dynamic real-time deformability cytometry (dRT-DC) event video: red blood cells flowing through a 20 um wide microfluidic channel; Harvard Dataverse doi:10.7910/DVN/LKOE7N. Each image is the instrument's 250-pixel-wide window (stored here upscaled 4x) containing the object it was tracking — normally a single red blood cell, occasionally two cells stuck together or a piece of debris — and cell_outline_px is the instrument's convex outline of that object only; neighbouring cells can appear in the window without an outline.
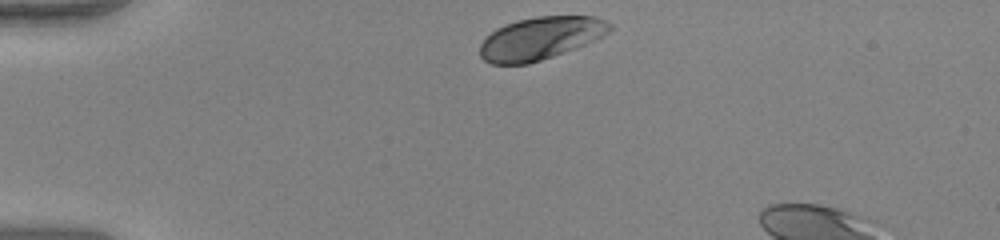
{"species": "human", "species_latin": "Homo sapiens", "temperature_condition": "warm", "stored_images_in_passage": 33, "camera_frame_rate_fps": 3000, "um_per_image_px": 0.085, "donor": {"sex": "female"}, "frame": {"image": 1, "passage_image": 1, "time_ms": 0.0, "image_size_px": [1000, 240], "cell_outline_px": [[612, 28], [608, 32], [576, 48], [528, 64], [492, 64], [484, 60], [480, 56], [480, 44], [496, 28], [504, 24], [516, 20], [536, 16], [596, 16], [612, 24]], "centroid_in_image_um": [45.91, 3.24], "position_along_channel_um": 39.1, "area_um2": 32.02}}
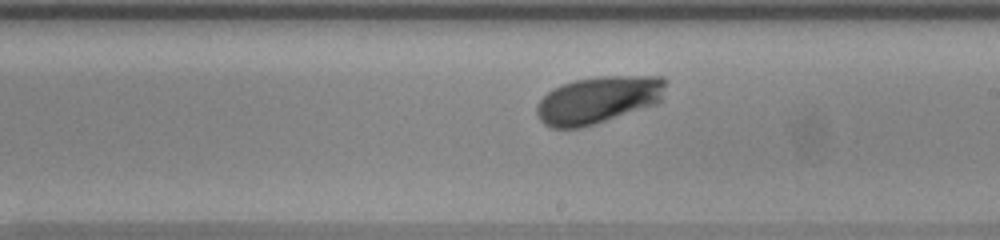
{"frame": {"image": 2, "passage_image": 20, "time_ms": 6.333, "image_size_px": [1000, 240], "cell_outline_px": [[668, 80], [660, 100], [656, 104], [596, 124], [580, 128], [552, 128], [544, 124], [540, 120], [536, 112], [536, 104], [552, 88], [576, 80], [596, 76], [664, 76]], "centroid_in_image_um": [50.85, 8.49], "position_along_channel_um": 238.1, "area_um2": 35.66}}
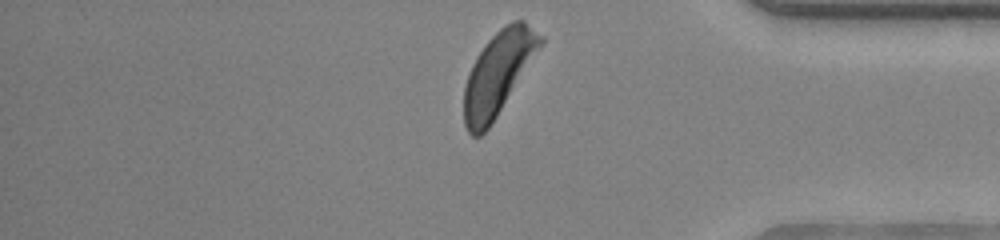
{"frame": {"image": 3, "passage_image": 33, "time_ms": 10.667, "image_size_px": [1000, 240], "cell_outline_px": [[544, 40], [496, 116], [488, 128], [480, 136], [472, 136], [468, 132], [464, 124], [464, 88], [472, 64], [476, 56], [488, 40], [500, 28], [512, 20], [524, 20], [544, 36]], "centroid_in_image_um": [42.32, 6.2], "position_along_channel_um": 392.9, "area_um2": 36.07}, "authors_computed_cell_mechanics": {"area_um2": 34.1598, "velocity_mm_per_s": 3.9379, "shape_relaxation_time_tau1_ms": 1.5471, "shape_relaxation_time_tau2_ms": null, "deformation_change_tau1": 0.1327, "deformation_change_tau2": null}}